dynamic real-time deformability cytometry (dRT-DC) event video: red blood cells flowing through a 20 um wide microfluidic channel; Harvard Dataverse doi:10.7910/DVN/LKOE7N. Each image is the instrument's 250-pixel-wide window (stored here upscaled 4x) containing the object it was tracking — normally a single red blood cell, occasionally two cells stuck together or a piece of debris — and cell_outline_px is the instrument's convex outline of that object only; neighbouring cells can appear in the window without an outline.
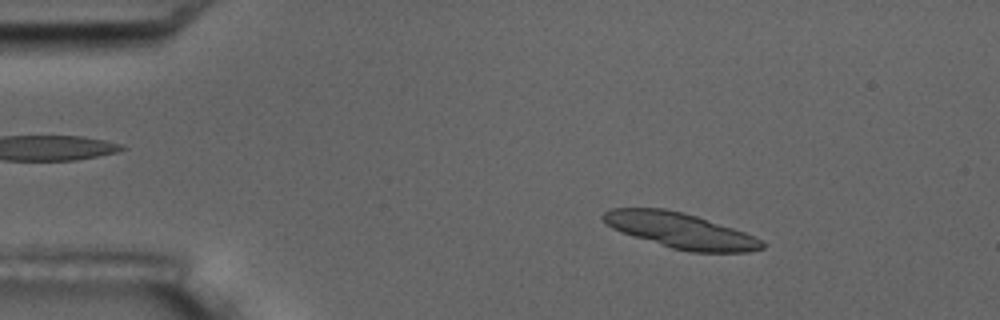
{"species": "common noctule bat (a hibernating species)", "species_latin": "Nyctalus noctula", "temperature_condition": "room temperature", "stored_images_in_passage": 4, "camera_frame_rate_fps": 3000, "um_per_image_px": 0.085, "animal": {"sex": "male", "body_mass_g": 17.5, "forearm_length_mm": 52.3}, "frame": {"image": 1, "passage_image": 2, "time_ms": 1.0, "image_size_px": [1000, 320], "cell_outline_px": [[764, 248], [748, 252], [692, 252], [672, 248], [632, 236], [620, 232], [612, 228], [600, 216], [608, 208], [664, 208], [684, 212], [744, 232], [760, 240], [764, 244]], "centroid_in_image_um": [57.78, 19.59], "position_along_channel_um": 27.2, "area_um2": 32.48}}